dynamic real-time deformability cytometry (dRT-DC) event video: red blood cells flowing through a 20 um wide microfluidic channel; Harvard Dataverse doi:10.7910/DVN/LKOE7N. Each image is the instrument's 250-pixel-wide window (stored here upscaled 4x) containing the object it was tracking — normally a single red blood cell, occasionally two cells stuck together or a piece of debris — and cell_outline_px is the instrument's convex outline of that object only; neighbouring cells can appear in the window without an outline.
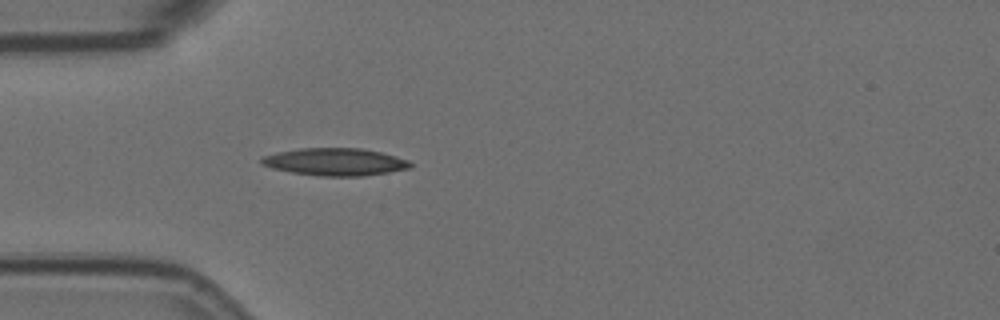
{"species": "Egyptian fruit bat (a non-hibernating species)", "species_latin": "Rousettus aegyptiacus", "temperature_condition": "room temperature", "stored_images_in_passage": 2, "camera_frame_rate_fps": 3000, "um_per_image_px": 0.085, "animal": {"sex": "female"}, "frame": {"image": 1, "passage_image": 2, "time_ms": 0.333, "image_size_px": [1000, 320], "cell_outline_px": [[412, 168], [364, 176], [320, 176], [292, 172], [272, 168], [260, 164], [260, 156], [276, 152], [300, 148], [360, 148], [380, 152], [396, 156], [408, 160], [412, 164]], "centroid_in_image_um": [28.45, 13.75], "position_along_channel_um": 56.5, "area_um2": 23.93}}